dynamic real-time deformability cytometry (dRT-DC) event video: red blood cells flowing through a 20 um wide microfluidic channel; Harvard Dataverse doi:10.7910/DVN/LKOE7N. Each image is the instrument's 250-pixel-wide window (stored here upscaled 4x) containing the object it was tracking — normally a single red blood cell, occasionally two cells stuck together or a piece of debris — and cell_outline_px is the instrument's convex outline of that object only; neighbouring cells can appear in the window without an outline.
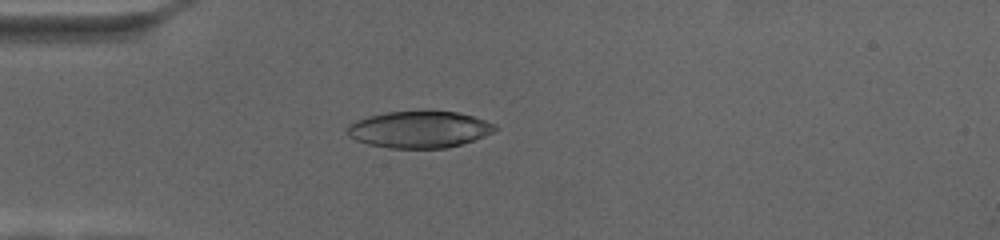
{"species": "human", "species_latin": "Homo sapiens", "temperature_condition": "cold", "stored_images_in_passage": 58, "camera_frame_rate_fps": 3000, "um_per_image_px": 0.085, "donor": {"sex": "female"}, "frame": {"image": 1, "passage_image": 9, "time_ms": 2.667, "image_size_px": [1000, 240], "cell_outline_px": [[500, 128], [484, 136], [448, 148], [388, 148], [368, 144], [356, 140], [348, 136], [348, 124], [356, 120], [368, 116], [388, 112], [428, 108], [456, 112], [472, 116], [496, 124]], "centroid_in_image_um": [35.64, 10.97], "position_along_channel_um": 49.4, "area_um2": 32.31}}
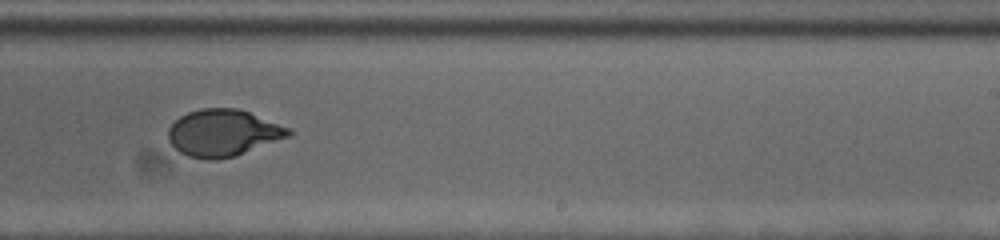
{"frame": {"image": 2, "passage_image": 33, "time_ms": 10.667, "image_size_px": [1000, 240], "cell_outline_px": [[292, 136], [236, 156], [216, 160], [208, 160], [188, 156], [180, 152], [168, 140], [168, 128], [180, 116], [188, 112], [200, 108], [236, 108], [248, 112], [292, 128]], "centroid_in_image_um": [18.99, 11.3], "position_along_channel_um": 270.0, "area_um2": 33.06}}
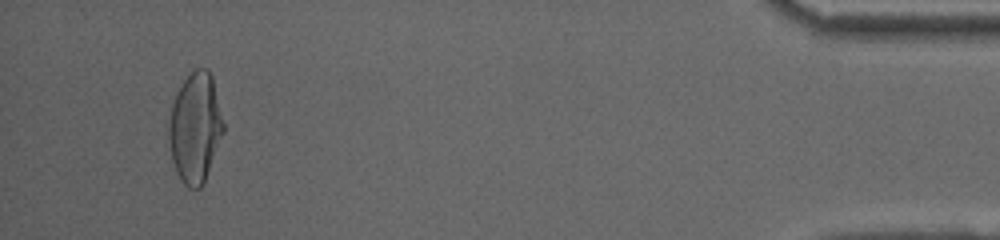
{"frame": {"image": 3, "passage_image": 55, "time_ms": 18.0, "image_size_px": [1000, 240], "cell_outline_px": [[224, 132], [204, 180], [200, 188], [188, 188], [180, 180], [176, 172], [172, 160], [168, 136], [168, 120], [172, 104], [184, 80], [196, 68], [208, 68], [212, 76], [224, 124]], "centroid_in_image_um": [16.58, 10.86], "position_along_channel_um": 418.6, "area_um2": 34.68}}